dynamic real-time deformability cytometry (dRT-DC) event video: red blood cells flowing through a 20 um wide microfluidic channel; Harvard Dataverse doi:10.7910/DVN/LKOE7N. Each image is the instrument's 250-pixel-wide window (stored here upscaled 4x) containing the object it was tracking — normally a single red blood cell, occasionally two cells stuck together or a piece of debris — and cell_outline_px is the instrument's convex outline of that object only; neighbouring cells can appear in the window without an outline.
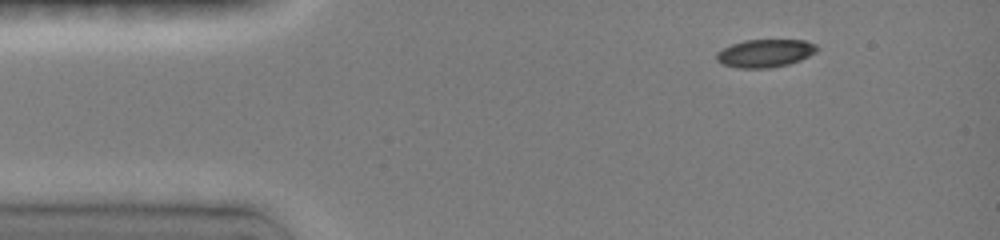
{"species": "common noctule bat (a hibernating species)", "species_latin": "Nyctalus noctula", "temperature_condition": "room temperature", "stored_images_in_passage": 42, "camera_frame_rate_fps": 3000, "um_per_image_px": 0.085, "animal": {"sex": "female", "body_mass_g": 19.0, "forearm_length_mm": 51.5}, "frame": {"image": 1, "passage_image": 1, "time_ms": 0.0, "image_size_px": [1000, 240], "cell_outline_px": [[820, 48], [816, 52], [800, 60], [788, 64], [768, 68], [740, 68], [720, 64], [716, 60], [716, 52], [732, 44], [744, 40], [804, 40], [816, 44]], "centroid_in_image_um": [65.03, 4.52], "position_along_channel_um": 20.0, "area_um2": 16.42}}
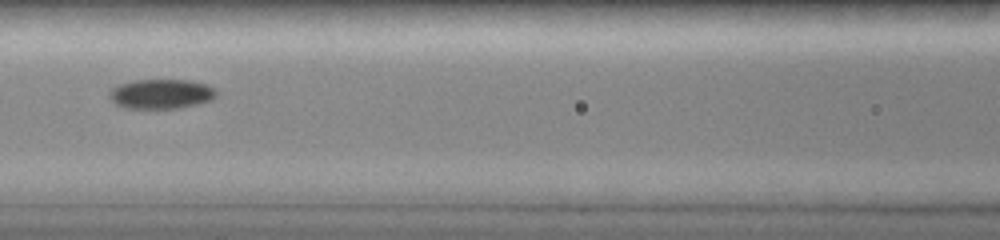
{"frame": {"image": 2, "passage_image": 16, "time_ms": 5.0, "image_size_px": [1000, 240], "cell_outline_px": [[216, 96], [200, 104], [176, 108], [124, 108], [116, 104], [112, 100], [112, 88], [120, 84], [136, 80], [188, 80], [204, 84], [212, 88], [216, 92]], "centroid_in_image_um": [13.7, 7.99], "position_along_channel_um": 152.9, "area_um2": 18.03}}
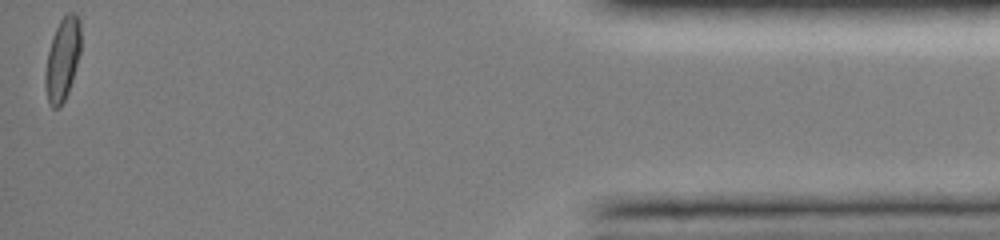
{"frame": {"image": 3, "passage_image": 42, "time_ms": 13.667, "image_size_px": [1000, 240], "cell_outline_px": [[80, 52], [72, 80], [68, 92], [60, 108], [52, 108], [48, 104], [44, 84], [44, 76], [48, 52], [52, 36], [60, 20], [68, 12], [76, 12], [80, 20]], "centroid_in_image_um": [5.3, 5.04], "position_along_channel_um": 429.9, "area_um2": 17.28}, "authors_computed_cell_mechanics": {"area_um2": 17.3978, "velocity_mm_per_s": 4.0451, "shape_relaxation_time_tau1_ms": null, "shape_relaxation_time_tau2_ms": 8.6573, "deformation_change_tau1": null, "deformation_change_tau2": 0.0875}}